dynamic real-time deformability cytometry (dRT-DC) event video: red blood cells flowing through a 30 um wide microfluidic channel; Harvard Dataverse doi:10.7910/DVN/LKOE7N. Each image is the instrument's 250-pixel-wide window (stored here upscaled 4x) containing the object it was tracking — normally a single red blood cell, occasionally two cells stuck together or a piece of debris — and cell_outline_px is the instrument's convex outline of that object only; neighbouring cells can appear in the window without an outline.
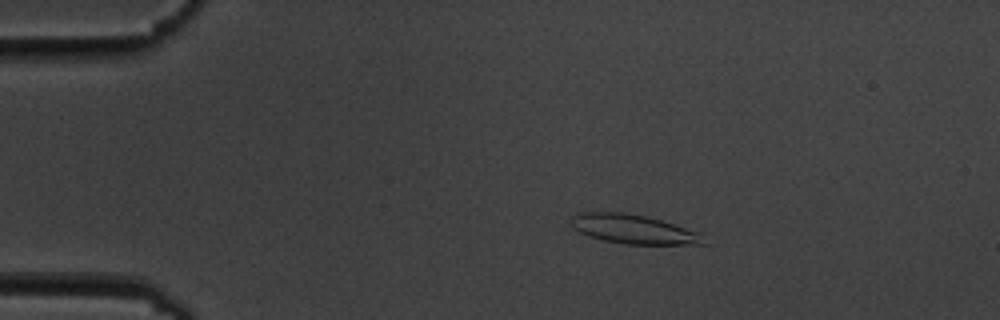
{"species": "common noctule bat (a hibernating species)", "species_latin": "Nyctalus noctula", "temperature_condition": "cold", "stored_images_in_passage": 55, "camera_frame_rate_fps": 3000, "um_per_image_px": 0.085, "animal": {"sex": "male", "body_mass_g": 19.5, "forearm_length_mm": 54.6}, "frame": {"image": 1, "passage_image": 10, "time_ms": 3.0, "image_size_px": [1000, 320], "cell_outline_px": [[712, 244], [624, 244], [604, 240], [588, 236], [572, 228], [572, 216], [576, 212], [624, 212], [648, 216], [700, 232]], "centroid_in_image_um": [53.89, 19.48], "position_along_channel_um": 31.1, "area_um2": 22.83}}
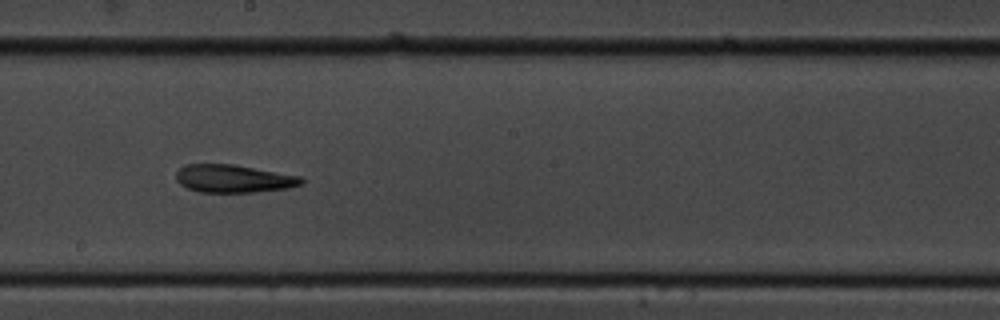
{"frame": {"image": 2, "passage_image": 31, "time_ms": 10.0, "image_size_px": [1000, 320], "cell_outline_px": [[304, 184], [288, 188], [252, 192], [200, 192], [188, 188], [180, 184], [176, 180], [176, 172], [184, 164], [232, 164], [300, 176], [304, 180]], "centroid_in_image_um": [19.84, 15.18], "position_along_channel_um": 228.4, "area_um2": 20.29}}
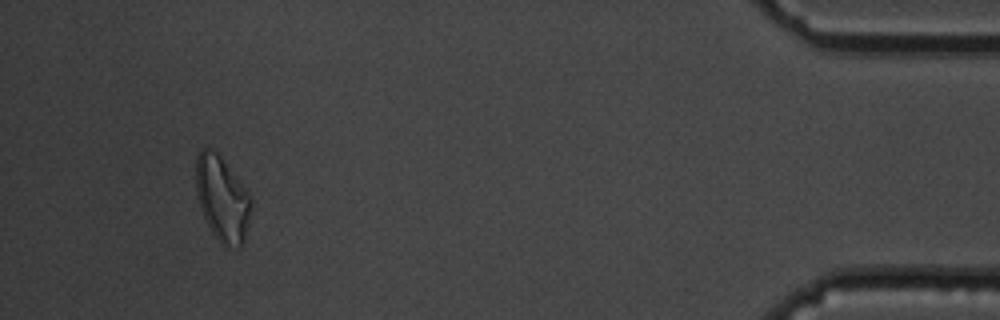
{"frame": {"image": 3, "passage_image": 52, "time_ms": 17.0, "image_size_px": [1000, 320], "cell_outline_px": [[252, 204], [244, 240], [240, 248], [224, 248], [212, 232], [204, 216], [196, 192], [196, 156], [204, 148], [212, 148], [220, 156], [248, 192], [252, 200]], "centroid_in_image_um": [18.89, 16.93], "position_along_channel_um": 416.3, "area_um2": 27.11}, "authors_computed_cell_mechanics": {"area_um2": 21.964, "velocity_mm_per_s": 3.5965, "shape_relaxation_time_tau1_ms": 8.1984, "shape_relaxation_time_tau2_ms": 4.4425, "deformation_change_tau1": 0.201, "deformation_change_tau2": 0.1327}}